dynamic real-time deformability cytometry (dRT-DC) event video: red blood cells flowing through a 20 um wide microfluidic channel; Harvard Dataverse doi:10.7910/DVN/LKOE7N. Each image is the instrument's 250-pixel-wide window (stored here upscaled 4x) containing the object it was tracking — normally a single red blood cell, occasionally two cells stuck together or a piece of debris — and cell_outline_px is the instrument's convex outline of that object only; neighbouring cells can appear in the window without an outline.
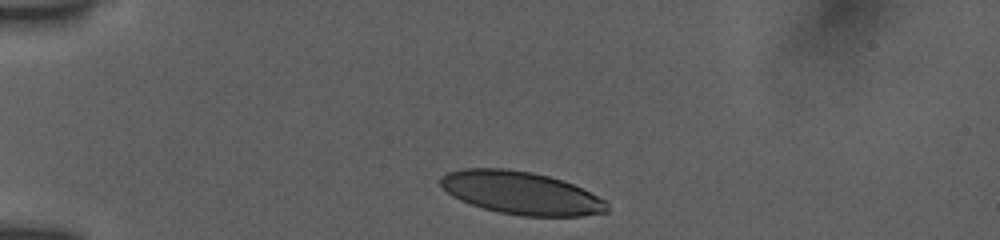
{"species": "human", "species_latin": "Homo sapiens", "temperature_condition": "room temperature", "stored_images_in_passage": 8, "camera_frame_rate_fps": 3000, "um_per_image_px": 0.085, "donor": {"sex": "female"}, "frame": {"image": 1, "passage_image": 1, "time_ms": 0.0, "image_size_px": [1000, 240], "cell_outline_px": [[608, 212], [580, 216], [524, 216], [500, 212], [484, 208], [460, 200], [452, 196], [440, 184], [440, 180], [448, 172], [464, 168], [508, 168], [532, 172], [548, 176], [572, 184], [604, 200], [608, 204]], "centroid_in_image_um": [44.28, 16.4], "position_along_channel_um": 40.7, "area_um2": 41.1}}
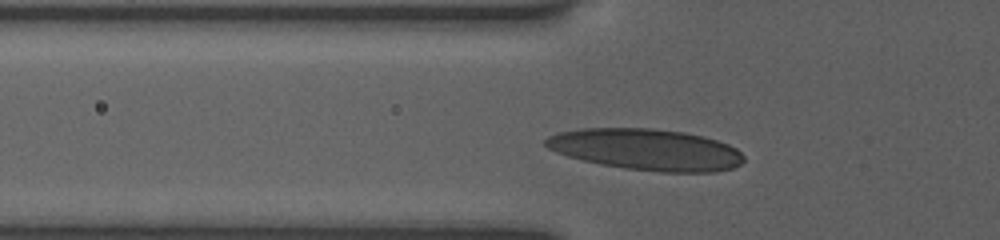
{"frame": {"image": 2, "passage_image": 5, "time_ms": 2.0, "image_size_px": [1000, 240], "cell_outline_px": [[744, 160], [740, 164], [732, 168], [716, 172], [660, 172], [624, 168], [600, 164], [568, 156], [556, 152], [548, 148], [544, 144], [544, 140], [548, 136], [560, 132], [580, 128], [652, 128], [684, 132], [704, 136], [728, 144], [736, 148], [744, 156]], "centroid_in_image_um": [54.94, 12.71], "position_along_channel_um": 70.9, "area_um2": 47.86}}
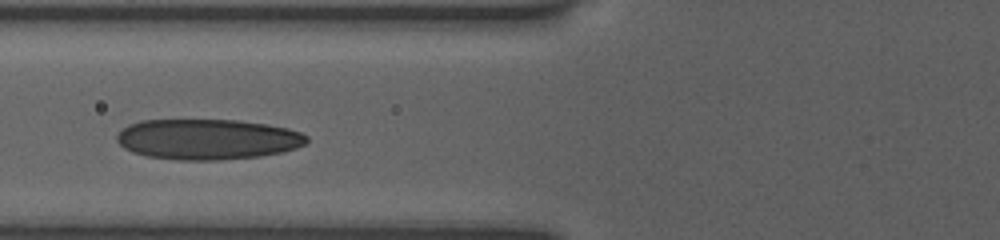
{"frame": {"image": 3, "passage_image": 7, "time_ms": 3.0, "image_size_px": [1000, 240], "cell_outline_px": [[308, 144], [284, 152], [260, 156], [220, 160], [176, 160], [148, 156], [132, 152], [124, 148], [116, 140], [116, 136], [128, 124], [140, 120], [236, 120], [268, 124], [288, 128], [300, 132], [308, 136]], "centroid_in_image_um": [17.67, 11.84], "position_along_channel_um": 108.1, "area_um2": 45.14}}